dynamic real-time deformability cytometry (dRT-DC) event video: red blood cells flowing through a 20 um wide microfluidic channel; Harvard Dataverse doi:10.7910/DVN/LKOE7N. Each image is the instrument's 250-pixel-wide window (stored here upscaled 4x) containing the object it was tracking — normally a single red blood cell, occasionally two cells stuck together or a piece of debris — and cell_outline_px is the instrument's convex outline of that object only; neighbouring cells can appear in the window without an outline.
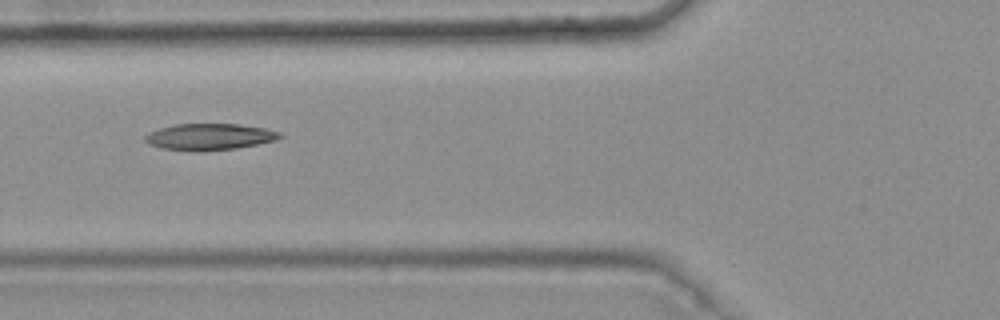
{"species": "common noctule bat (a hibernating species)", "species_latin": "Nyctalus noctula", "temperature_condition": "warm", "stored_images_in_passage": 4, "camera_frame_rate_fps": 3000, "um_per_image_px": 0.085, "animal": {"sex": "female", "body_mass_g": 25.1}, "frame": {"image": 1, "passage_image": 2, "time_ms": 0.333, "image_size_px": [1000, 320], "cell_outline_px": [[284, 136], [276, 140], [236, 148], [200, 152], [196, 152], [160, 148], [148, 144], [144, 140], [144, 136], [148, 132], [160, 128], [176, 124], [240, 124], [264, 128], [280, 132]], "centroid_in_image_um": [17.77, 11.63], "position_along_channel_um": 108.0, "area_um2": 20.98}}
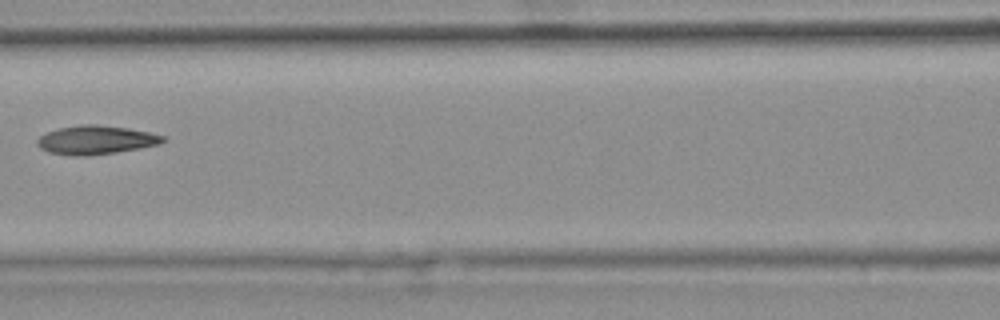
{"frame": {"image": 2, "passage_image": 3, "time_ms": 0.667, "image_size_px": [1000, 320], "cell_outline_px": [[164, 140], [160, 144], [140, 148], [116, 152], [88, 156], [76, 156], [48, 152], [40, 148], [36, 144], [36, 140], [40, 136], [48, 132], [60, 128], [80, 124], [96, 124], [128, 128], [148, 132], [164, 136]], "centroid_in_image_um": [8.13, 11.9], "position_along_channel_um": 158.5, "area_um2": 20.98}}